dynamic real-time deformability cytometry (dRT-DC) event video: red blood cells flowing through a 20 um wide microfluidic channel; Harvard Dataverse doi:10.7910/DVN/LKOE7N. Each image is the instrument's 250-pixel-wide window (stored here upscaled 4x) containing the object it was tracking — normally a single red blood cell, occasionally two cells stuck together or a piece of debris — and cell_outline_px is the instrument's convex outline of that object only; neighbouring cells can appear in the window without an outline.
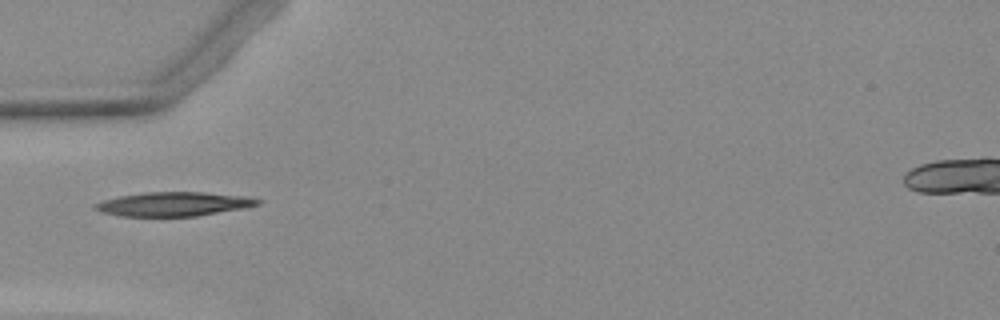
{"species": "Egyptian fruit bat (a non-hibernating species)", "species_latin": "Rousettus aegyptiacus", "temperature_condition": "warm", "stored_images_in_passage": 17, "camera_frame_rate_fps": 3000, "um_per_image_px": 0.085, "animal": {"sex": "female"}, "frame": {"image": 1, "passage_image": 1, "time_ms": 0.0, "image_size_px": [1000, 320], "cell_outline_px": [[264, 200], [260, 204], [240, 208], [196, 216], [120, 216], [100, 212], [92, 208], [92, 204], [104, 200], [120, 196], [144, 192], [204, 192], [252, 196]], "centroid_in_image_um": [14.76, 17.33], "position_along_channel_um": 70.2, "area_um2": 22.95}}
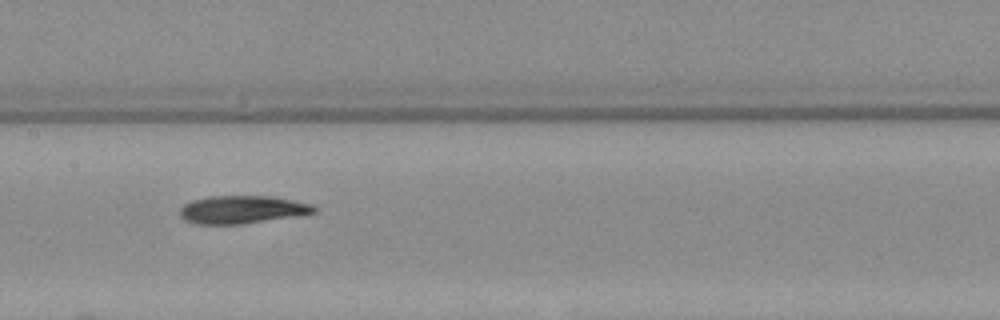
{"frame": {"image": 2, "passage_image": 10, "time_ms": 3.0, "image_size_px": [1000, 320], "cell_outline_px": [[316, 212], [300, 216], [240, 224], [200, 224], [188, 220], [180, 216], [180, 208], [184, 204], [192, 200], [208, 196], [272, 196], [312, 204], [316, 208]], "centroid_in_image_um": [20.61, 17.81], "position_along_channel_um": 186.8, "area_um2": 21.79}}
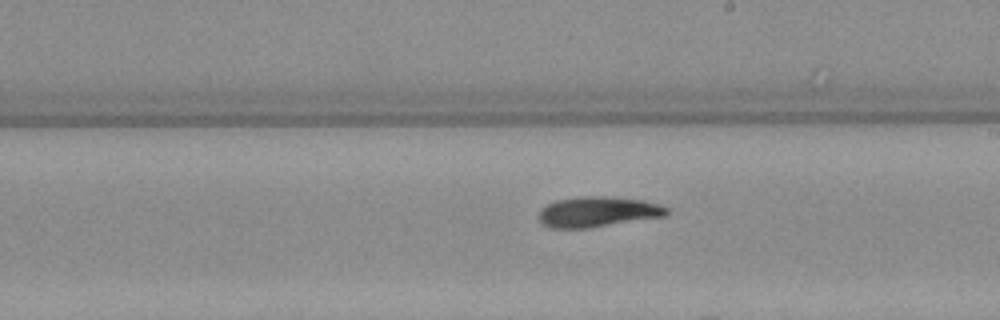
{"frame": {"image": 3, "passage_image": 14, "time_ms": 4.333, "image_size_px": [1000, 320], "cell_outline_px": [[668, 216], [588, 228], [552, 228], [544, 224], [540, 220], [540, 208], [556, 200], [580, 196], [608, 196], [644, 200], [660, 204], [668, 208]], "centroid_in_image_um": [50.86, 17.99], "position_along_channel_um": 238.1, "area_um2": 22.77}}